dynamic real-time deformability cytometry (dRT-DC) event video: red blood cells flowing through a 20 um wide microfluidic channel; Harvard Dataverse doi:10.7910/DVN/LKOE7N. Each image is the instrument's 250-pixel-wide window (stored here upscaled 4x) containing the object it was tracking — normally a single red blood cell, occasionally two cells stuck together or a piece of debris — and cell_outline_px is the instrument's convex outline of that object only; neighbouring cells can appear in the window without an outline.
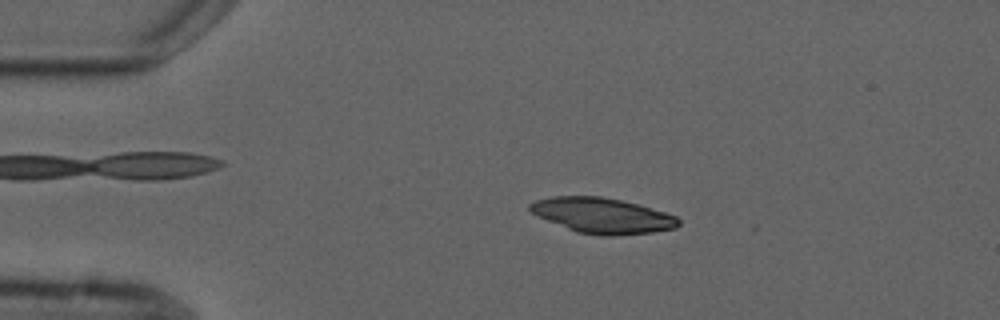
{"species": "common noctule bat (a hibernating species)", "species_latin": "Nyctalus noctula", "temperature_condition": "cold", "stored_images_in_passage": 4, "camera_frame_rate_fps": 3000, "um_per_image_px": 0.085, "animal": {"sex": "male", "forearm_length_mm": 52.5}, "frame": {"image": 1, "passage_image": 3, "time_ms": 2.333, "image_size_px": [1000, 320], "cell_outline_px": [[680, 224], [676, 228], [652, 232], [612, 236], [600, 236], [576, 232], [536, 216], [528, 208], [528, 204], [536, 200], [552, 196], [600, 196], [620, 200], [636, 204], [664, 212], [676, 216], [680, 220]], "centroid_in_image_um": [51.17, 18.33], "position_along_channel_um": 33.8, "area_um2": 30.63}}